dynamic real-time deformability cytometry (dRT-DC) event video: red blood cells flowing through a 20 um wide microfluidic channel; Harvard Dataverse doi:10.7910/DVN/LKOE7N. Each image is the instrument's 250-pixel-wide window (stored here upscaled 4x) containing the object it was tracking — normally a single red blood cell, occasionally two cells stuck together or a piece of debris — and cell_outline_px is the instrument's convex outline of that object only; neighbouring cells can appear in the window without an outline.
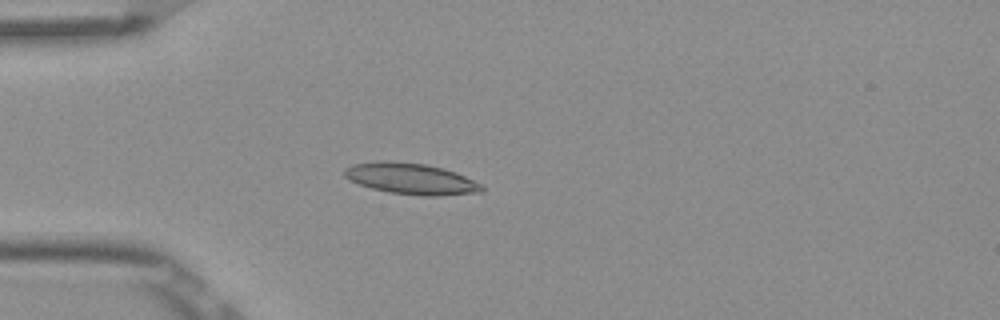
{"species": "Egyptian fruit bat (a non-hibernating species)", "species_latin": "Rousettus aegyptiacus", "temperature_condition": "room temperature", "stored_images_in_passage": 52, "camera_frame_rate_fps": 3000, "um_per_image_px": 0.085, "frame": {"image": 1, "passage_image": 14, "time_ms": 4.333, "image_size_px": [1000, 320], "cell_outline_px": [[484, 192], [436, 196], [424, 196], [388, 192], [372, 188], [348, 180], [344, 176], [344, 168], [352, 164], [384, 160], [424, 164], [444, 168], [456, 172], [480, 184], [484, 188]], "centroid_in_image_um": [34.92, 15.19], "position_along_channel_um": 50.1, "area_um2": 24.91}}
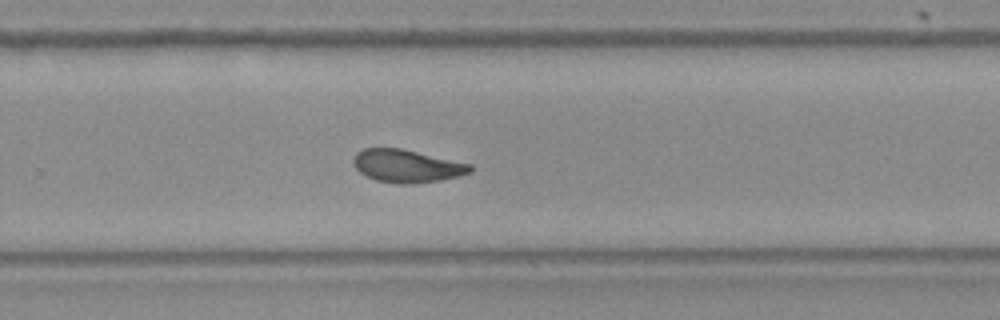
{"frame": {"image": 2, "passage_image": 34, "time_ms": 11.0, "image_size_px": [1000, 320], "cell_outline_px": [[472, 172], [440, 180], [408, 184], [400, 184], [376, 180], [360, 172], [356, 168], [352, 160], [356, 152], [364, 148], [400, 148], [472, 164]], "centroid_in_image_um": [34.57, 14.1], "position_along_channel_um": 295.2, "area_um2": 22.14}}
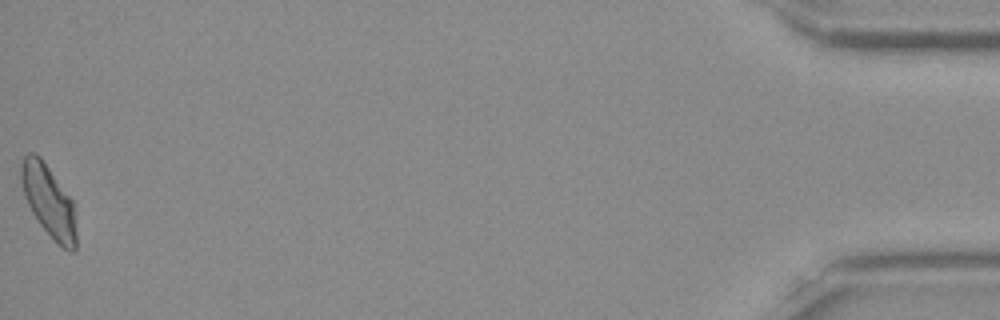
{"frame": {"image": 3, "passage_image": 52, "time_ms": 17.0, "image_size_px": [1000, 320], "cell_outline_px": [[76, 248], [72, 252], [64, 248], [40, 224], [32, 212], [24, 196], [20, 180], [20, 168], [24, 156], [28, 152], [36, 152], [40, 156], [72, 200], [76, 208]], "centroid_in_image_um": [4.14, 17.05], "position_along_channel_um": 431.1, "area_um2": 23.0}, "authors_computed_cell_mechanics": {"area_um2": 22.6865, "velocity_mm_per_s": 3.8729, "shape_relaxation_time_tau1_ms": 7.4689, "shape_relaxation_time_tau2_ms": 2.7514, "deformation_change_tau1": 0.167, "deformation_change_tau2": 0.0762}}